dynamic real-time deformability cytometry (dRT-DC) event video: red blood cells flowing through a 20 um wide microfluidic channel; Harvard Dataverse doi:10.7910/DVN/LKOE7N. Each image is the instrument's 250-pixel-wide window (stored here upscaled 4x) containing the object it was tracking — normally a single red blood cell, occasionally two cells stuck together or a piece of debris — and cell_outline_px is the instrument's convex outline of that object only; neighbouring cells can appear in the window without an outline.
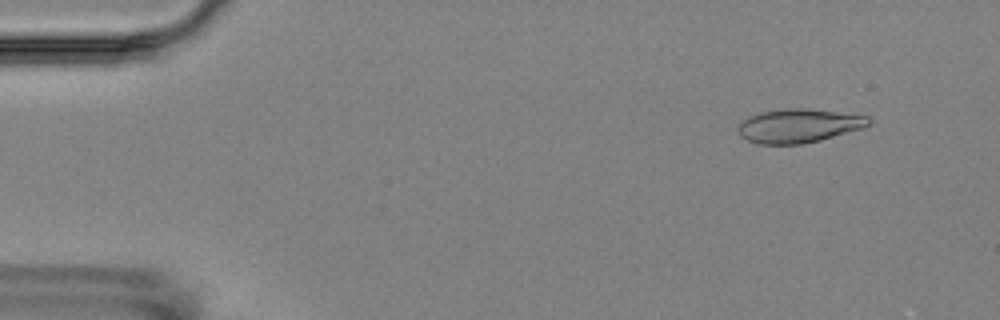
{"species": "Egyptian fruit bat (a non-hibernating species)", "species_latin": "Rousettus aegyptiacus", "temperature_condition": "room temperature", "stored_images_in_passage": 4, "camera_frame_rate_fps": 3000, "um_per_image_px": 0.085, "animal": {"sex": "female"}, "frame": {"image": 1, "passage_image": 1, "time_ms": 0.0, "image_size_px": [1000, 320], "cell_outline_px": [[872, 120], [864, 128], [820, 140], [800, 144], [760, 144], [748, 140], [740, 136], [736, 128], [748, 116], [760, 112], [788, 108], [804, 108], [868, 116]], "centroid_in_image_um": [67.87, 10.69], "position_along_channel_um": 17.1, "area_um2": 25.61}}